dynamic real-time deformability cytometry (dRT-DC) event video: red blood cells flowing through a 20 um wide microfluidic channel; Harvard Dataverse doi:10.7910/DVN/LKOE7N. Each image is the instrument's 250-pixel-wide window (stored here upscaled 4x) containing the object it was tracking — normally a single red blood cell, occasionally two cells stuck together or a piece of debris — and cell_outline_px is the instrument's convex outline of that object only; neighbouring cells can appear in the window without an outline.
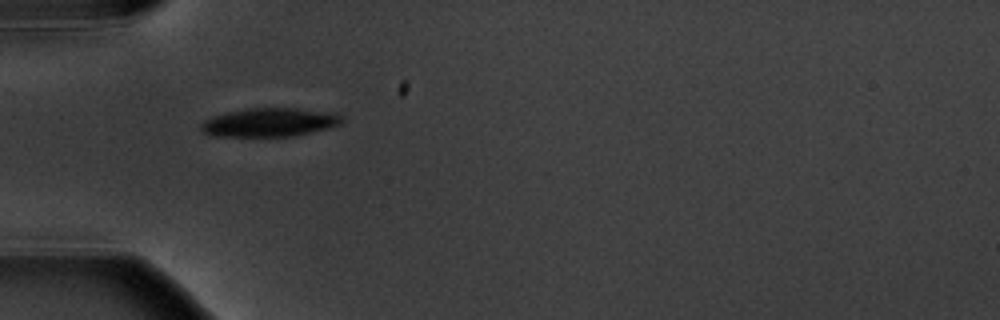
{"species": "common noctule bat (a hibernating species)", "species_latin": "Nyctalus noctula", "temperature_condition": "warm", "stored_images_in_passage": 2, "camera_frame_rate_fps": 3000, "um_per_image_px": 0.085, "animal": {"sex": "male", "body_mass_g": 20.1, "forearm_length_mm": 53.5}, "frame": {"image": 1, "passage_image": 1, "time_ms": 0.0, "image_size_px": [1000, 320], "cell_outline_px": [[344, 124], [312, 132], [292, 136], [212, 136], [204, 132], [200, 128], [200, 124], [204, 120], [212, 116], [228, 112], [248, 108], [296, 108], [340, 112], [344, 116]], "centroid_in_image_um": [23.01, 10.39], "position_along_channel_um": 62.0, "area_um2": 23.93}}